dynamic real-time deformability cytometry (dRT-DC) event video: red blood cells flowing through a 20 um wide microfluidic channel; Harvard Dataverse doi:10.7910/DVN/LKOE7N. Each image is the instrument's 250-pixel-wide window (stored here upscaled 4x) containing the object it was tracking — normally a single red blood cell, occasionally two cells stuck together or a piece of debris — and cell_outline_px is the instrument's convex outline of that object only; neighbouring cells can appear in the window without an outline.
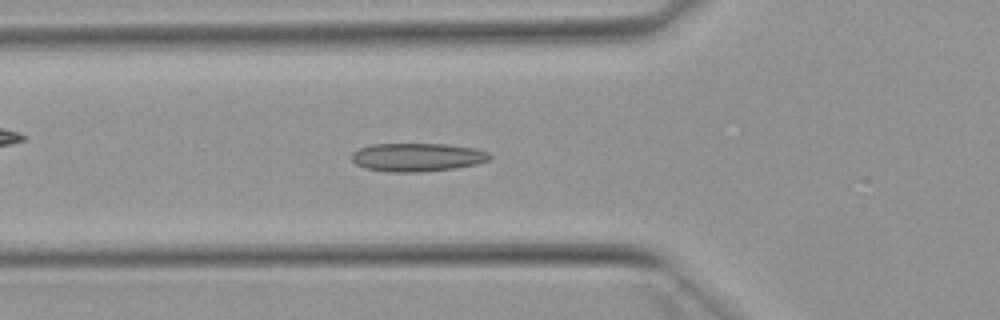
{"species": "Egyptian fruit bat (a non-hibernating species)", "species_latin": "Rousettus aegyptiacus", "temperature_condition": "warm", "stored_images_in_passage": 51, "camera_frame_rate_fps": 3000, "um_per_image_px": 0.085, "animal": {"sex": "female"}, "frame": {"image": 1, "passage_image": 17, "time_ms": 5.333, "image_size_px": [1000, 320], "cell_outline_px": [[492, 156], [488, 160], [476, 164], [452, 168], [420, 172], [388, 172], [364, 168], [356, 164], [352, 160], [352, 152], [360, 148], [372, 144], [444, 144], [472, 148], [488, 152]], "centroid_in_image_um": [35.42, 13.37], "position_along_channel_um": 90.4, "area_um2": 22.66}}
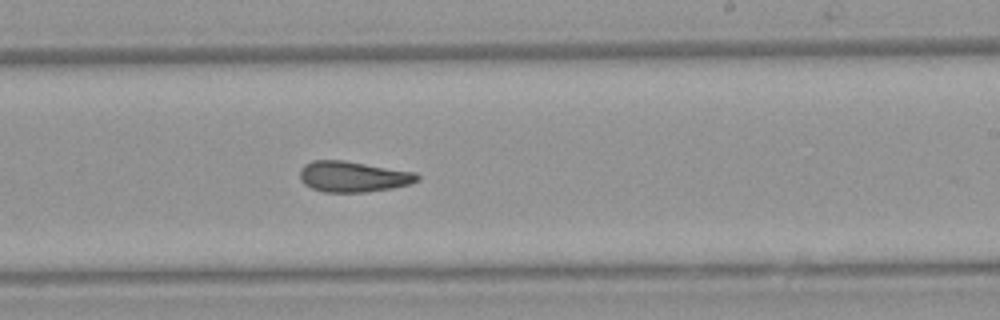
{"frame": {"image": 2, "passage_image": 30, "time_ms": 9.667, "image_size_px": [1000, 320], "cell_outline_px": [[420, 180], [408, 184], [392, 188], [364, 192], [324, 192], [312, 188], [304, 184], [300, 180], [300, 168], [304, 164], [312, 160], [344, 160], [416, 172], [420, 176]], "centroid_in_image_um": [30.0, 15.0], "position_along_channel_um": 259.0, "area_um2": 21.15}}
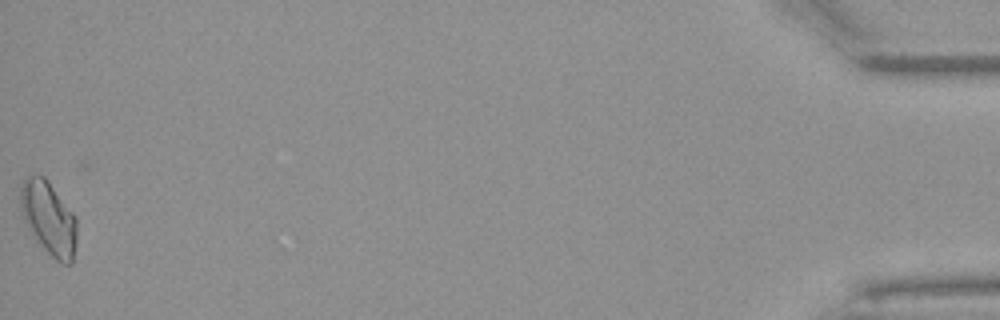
{"frame": {"image": 3, "passage_image": 51, "time_ms": 16.667, "image_size_px": [1000, 320], "cell_outline_px": [[76, 240], [72, 264], [60, 264], [36, 240], [20, 208], [20, 188], [24, 176], [44, 176], [48, 180], [76, 216]], "centroid_in_image_um": [4.16, 18.53], "position_along_channel_um": 431.0, "area_um2": 23.87}, "authors_computed_cell_mechanics": {"area_um2": 21.3282, "velocity_mm_per_s": 3.8934, "shape_relaxation_time_tau1_ms": 10.9623, "shape_relaxation_time_tau2_ms": 5.0357, "deformation_change_tau1": 0.2211, "deformation_change_tau2": 0.126}}